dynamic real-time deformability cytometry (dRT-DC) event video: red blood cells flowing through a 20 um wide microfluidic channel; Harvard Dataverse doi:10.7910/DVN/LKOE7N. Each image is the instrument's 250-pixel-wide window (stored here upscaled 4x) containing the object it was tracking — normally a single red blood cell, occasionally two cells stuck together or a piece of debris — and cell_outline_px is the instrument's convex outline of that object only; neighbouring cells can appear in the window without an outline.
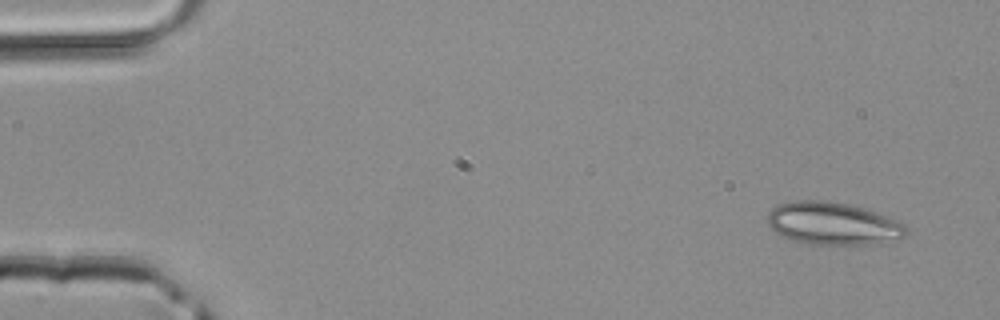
{"species": "common noctule bat (a hibernating species)", "species_latin": "Nyctalus noctula", "temperature_condition": "room temperature", "stored_images_in_passage": 4, "camera_frame_rate_fps": 3000, "um_per_image_px": 0.085, "animal": {"sex": "male", "body_mass_g": 20.4}, "frame": {"image": 1, "passage_image": 1, "time_ms": 0.0, "image_size_px": [1000, 320], "cell_outline_px": [[908, 228], [904, 236], [868, 244], [808, 244], [792, 240], [776, 232], [764, 220], [768, 212], [772, 208], [780, 204], [796, 200], [820, 200], [848, 204], [864, 208], [900, 220]], "centroid_in_image_um": [70.75, 18.98], "position_along_channel_um": 14.2, "area_um2": 34.22}}